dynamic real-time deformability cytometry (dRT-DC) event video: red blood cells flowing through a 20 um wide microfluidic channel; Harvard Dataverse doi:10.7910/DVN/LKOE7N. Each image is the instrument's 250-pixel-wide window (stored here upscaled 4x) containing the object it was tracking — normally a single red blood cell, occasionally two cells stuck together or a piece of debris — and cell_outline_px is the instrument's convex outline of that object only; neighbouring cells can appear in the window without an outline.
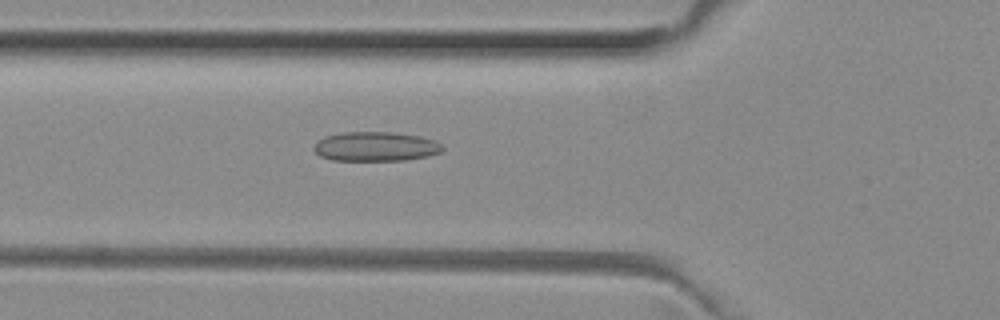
{"species": "common noctule bat (a hibernating species)", "species_latin": "Nyctalus noctula", "temperature_condition": "room temperature", "stored_images_in_passage": 48, "camera_frame_rate_fps": 3000, "um_per_image_px": 0.085, "animal": {"sex": "female", "body_mass_g": 29.2, "forearm_length_mm": 56.3}, "frame": {"image": 1, "passage_image": 15, "time_ms": 4.667, "image_size_px": [1000, 320], "cell_outline_px": [[444, 148], [440, 152], [428, 156], [408, 160], [332, 160], [320, 156], [312, 148], [324, 136], [344, 132], [388, 132], [420, 136], [436, 140]], "centroid_in_image_um": [31.94, 12.45], "position_along_channel_um": 93.9, "area_um2": 21.96}}
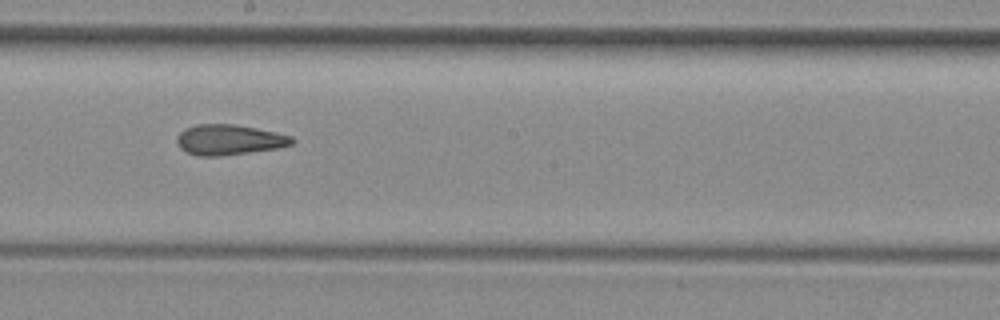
{"frame": {"image": 2, "passage_image": 25, "time_ms": 8.0, "image_size_px": [1000, 320], "cell_outline_px": [[296, 140], [292, 144], [276, 148], [220, 156], [196, 156], [184, 152], [180, 148], [176, 140], [180, 132], [184, 128], [196, 124], [232, 124], [256, 128], [276, 132], [292, 136]], "centroid_in_image_um": [19.44, 11.88], "position_along_channel_um": 228.8, "area_um2": 20.4}}
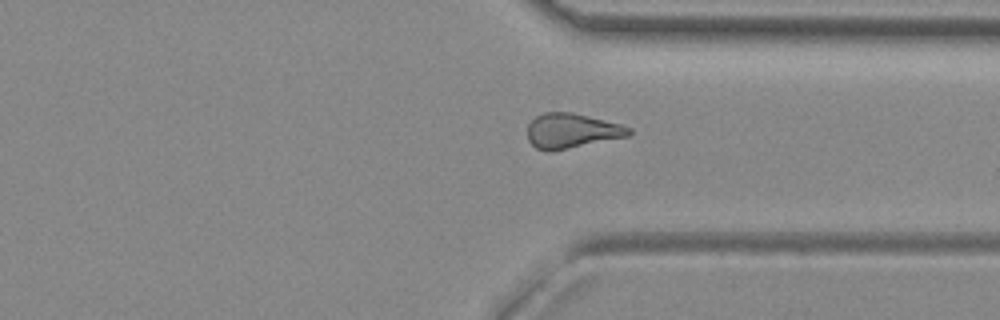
{"frame": {"image": 3, "passage_image": 35, "time_ms": 11.333, "image_size_px": [1000, 320], "cell_outline_px": [[632, 132], [628, 136], [552, 152], [548, 152], [536, 148], [528, 140], [528, 124], [536, 116], [544, 112], [572, 112], [620, 124], [632, 128]], "centroid_in_image_um": [48.58, 11.13], "position_along_channel_um": 362.8, "area_um2": 20.63}, "authors_computed_cell_mechanics": {"area_um2": 20.5768, "velocity_mm_per_s": 4.0329, "shape_relaxation_time_tau1_ms": null, "shape_relaxation_time_tau2_ms": 4.3577, "deformation_change_tau1": null, "deformation_change_tau2": 0.1083}}